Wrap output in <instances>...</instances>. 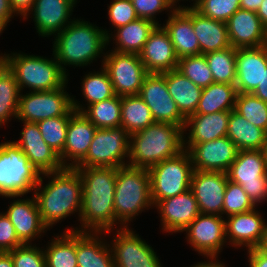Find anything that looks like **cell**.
Listing matches in <instances>:
<instances>
[{
    "label": "cell",
    "mask_w": 267,
    "mask_h": 267,
    "mask_svg": "<svg viewBox=\"0 0 267 267\" xmlns=\"http://www.w3.org/2000/svg\"><path fill=\"white\" fill-rule=\"evenodd\" d=\"M263 0H240V9L257 12Z\"/></svg>",
    "instance_id": "54"
},
{
    "label": "cell",
    "mask_w": 267,
    "mask_h": 267,
    "mask_svg": "<svg viewBox=\"0 0 267 267\" xmlns=\"http://www.w3.org/2000/svg\"><path fill=\"white\" fill-rule=\"evenodd\" d=\"M21 137L13 141L28 157L31 164L42 174L64 169L59 154L43 140L37 123L25 122Z\"/></svg>",
    "instance_id": "18"
},
{
    "label": "cell",
    "mask_w": 267,
    "mask_h": 267,
    "mask_svg": "<svg viewBox=\"0 0 267 267\" xmlns=\"http://www.w3.org/2000/svg\"><path fill=\"white\" fill-rule=\"evenodd\" d=\"M41 175L48 178L53 176L45 186H42L43 179L40 176L39 183L34 189V197L44 224L50 228L75 211H79L80 217L83 185L79 172L75 168H64Z\"/></svg>",
    "instance_id": "2"
},
{
    "label": "cell",
    "mask_w": 267,
    "mask_h": 267,
    "mask_svg": "<svg viewBox=\"0 0 267 267\" xmlns=\"http://www.w3.org/2000/svg\"><path fill=\"white\" fill-rule=\"evenodd\" d=\"M173 6H175V3L180 1V0H168Z\"/></svg>",
    "instance_id": "60"
},
{
    "label": "cell",
    "mask_w": 267,
    "mask_h": 267,
    "mask_svg": "<svg viewBox=\"0 0 267 267\" xmlns=\"http://www.w3.org/2000/svg\"><path fill=\"white\" fill-rule=\"evenodd\" d=\"M238 151L237 146L225 136L195 144L188 152L193 170L227 173Z\"/></svg>",
    "instance_id": "17"
},
{
    "label": "cell",
    "mask_w": 267,
    "mask_h": 267,
    "mask_svg": "<svg viewBox=\"0 0 267 267\" xmlns=\"http://www.w3.org/2000/svg\"><path fill=\"white\" fill-rule=\"evenodd\" d=\"M151 199L156 206L161 200L190 189L193 165L188 151L166 159L148 169Z\"/></svg>",
    "instance_id": "8"
},
{
    "label": "cell",
    "mask_w": 267,
    "mask_h": 267,
    "mask_svg": "<svg viewBox=\"0 0 267 267\" xmlns=\"http://www.w3.org/2000/svg\"><path fill=\"white\" fill-rule=\"evenodd\" d=\"M234 110L267 133V102L252 93H237Z\"/></svg>",
    "instance_id": "41"
},
{
    "label": "cell",
    "mask_w": 267,
    "mask_h": 267,
    "mask_svg": "<svg viewBox=\"0 0 267 267\" xmlns=\"http://www.w3.org/2000/svg\"><path fill=\"white\" fill-rule=\"evenodd\" d=\"M210 260H208V262H200V263H197V264H194L195 266H192V267H225V265L221 262H217L215 260V258H217V256H208ZM214 262H213V261Z\"/></svg>",
    "instance_id": "56"
},
{
    "label": "cell",
    "mask_w": 267,
    "mask_h": 267,
    "mask_svg": "<svg viewBox=\"0 0 267 267\" xmlns=\"http://www.w3.org/2000/svg\"><path fill=\"white\" fill-rule=\"evenodd\" d=\"M227 176L242 186L255 206L264 201L267 198V150L238 151Z\"/></svg>",
    "instance_id": "9"
},
{
    "label": "cell",
    "mask_w": 267,
    "mask_h": 267,
    "mask_svg": "<svg viewBox=\"0 0 267 267\" xmlns=\"http://www.w3.org/2000/svg\"><path fill=\"white\" fill-rule=\"evenodd\" d=\"M6 26L7 22L3 18H0V33H2Z\"/></svg>",
    "instance_id": "59"
},
{
    "label": "cell",
    "mask_w": 267,
    "mask_h": 267,
    "mask_svg": "<svg viewBox=\"0 0 267 267\" xmlns=\"http://www.w3.org/2000/svg\"><path fill=\"white\" fill-rule=\"evenodd\" d=\"M5 214L13 224L16 235L23 244H30L32 239L48 229L42 221L34 196L32 199L14 200Z\"/></svg>",
    "instance_id": "28"
},
{
    "label": "cell",
    "mask_w": 267,
    "mask_h": 267,
    "mask_svg": "<svg viewBox=\"0 0 267 267\" xmlns=\"http://www.w3.org/2000/svg\"><path fill=\"white\" fill-rule=\"evenodd\" d=\"M265 45L267 46V29H266V41H265Z\"/></svg>",
    "instance_id": "61"
},
{
    "label": "cell",
    "mask_w": 267,
    "mask_h": 267,
    "mask_svg": "<svg viewBox=\"0 0 267 267\" xmlns=\"http://www.w3.org/2000/svg\"><path fill=\"white\" fill-rule=\"evenodd\" d=\"M83 185L82 207L78 228L65 231L112 232L115 223L114 194L116 171L115 167L75 168ZM84 228V229H83ZM89 228V229H88Z\"/></svg>",
    "instance_id": "1"
},
{
    "label": "cell",
    "mask_w": 267,
    "mask_h": 267,
    "mask_svg": "<svg viewBox=\"0 0 267 267\" xmlns=\"http://www.w3.org/2000/svg\"><path fill=\"white\" fill-rule=\"evenodd\" d=\"M96 129L82 112H71L66 142L59 155L64 168H75L85 158ZM65 159H71L72 163H67Z\"/></svg>",
    "instance_id": "19"
},
{
    "label": "cell",
    "mask_w": 267,
    "mask_h": 267,
    "mask_svg": "<svg viewBox=\"0 0 267 267\" xmlns=\"http://www.w3.org/2000/svg\"><path fill=\"white\" fill-rule=\"evenodd\" d=\"M129 144L130 134L123 127L97 128L88 153L75 168L126 166Z\"/></svg>",
    "instance_id": "10"
},
{
    "label": "cell",
    "mask_w": 267,
    "mask_h": 267,
    "mask_svg": "<svg viewBox=\"0 0 267 267\" xmlns=\"http://www.w3.org/2000/svg\"><path fill=\"white\" fill-rule=\"evenodd\" d=\"M53 55L67 75L66 65L86 66L96 60L111 37L106 29L76 19L55 35ZM64 64V66H62Z\"/></svg>",
    "instance_id": "3"
},
{
    "label": "cell",
    "mask_w": 267,
    "mask_h": 267,
    "mask_svg": "<svg viewBox=\"0 0 267 267\" xmlns=\"http://www.w3.org/2000/svg\"><path fill=\"white\" fill-rule=\"evenodd\" d=\"M230 112L220 111L212 114H194L187 117L183 127V135L184 131L189 128L188 126L191 129L189 130V140L185 141L186 137L185 135L183 136V149L189 151L195 144L225 137L227 135Z\"/></svg>",
    "instance_id": "24"
},
{
    "label": "cell",
    "mask_w": 267,
    "mask_h": 267,
    "mask_svg": "<svg viewBox=\"0 0 267 267\" xmlns=\"http://www.w3.org/2000/svg\"><path fill=\"white\" fill-rule=\"evenodd\" d=\"M170 12L172 13L163 27L170 37L177 57L180 59L199 55L200 46L192 26V6H179Z\"/></svg>",
    "instance_id": "23"
},
{
    "label": "cell",
    "mask_w": 267,
    "mask_h": 267,
    "mask_svg": "<svg viewBox=\"0 0 267 267\" xmlns=\"http://www.w3.org/2000/svg\"><path fill=\"white\" fill-rule=\"evenodd\" d=\"M226 24L230 46L233 48L265 45L266 29L256 12L238 9Z\"/></svg>",
    "instance_id": "26"
},
{
    "label": "cell",
    "mask_w": 267,
    "mask_h": 267,
    "mask_svg": "<svg viewBox=\"0 0 267 267\" xmlns=\"http://www.w3.org/2000/svg\"><path fill=\"white\" fill-rule=\"evenodd\" d=\"M238 150H266L267 133L248 122L235 110L230 112L226 135Z\"/></svg>",
    "instance_id": "32"
},
{
    "label": "cell",
    "mask_w": 267,
    "mask_h": 267,
    "mask_svg": "<svg viewBox=\"0 0 267 267\" xmlns=\"http://www.w3.org/2000/svg\"><path fill=\"white\" fill-rule=\"evenodd\" d=\"M148 169L122 166L116 171L114 212L115 222L126 227L146 207L153 206ZM150 206V207H149Z\"/></svg>",
    "instance_id": "5"
},
{
    "label": "cell",
    "mask_w": 267,
    "mask_h": 267,
    "mask_svg": "<svg viewBox=\"0 0 267 267\" xmlns=\"http://www.w3.org/2000/svg\"><path fill=\"white\" fill-rule=\"evenodd\" d=\"M100 232L76 231V257L78 267H115L109 244L99 240ZM109 248V249H108Z\"/></svg>",
    "instance_id": "29"
},
{
    "label": "cell",
    "mask_w": 267,
    "mask_h": 267,
    "mask_svg": "<svg viewBox=\"0 0 267 267\" xmlns=\"http://www.w3.org/2000/svg\"><path fill=\"white\" fill-rule=\"evenodd\" d=\"M155 123L151 110L139 95L121 96V127L129 134Z\"/></svg>",
    "instance_id": "36"
},
{
    "label": "cell",
    "mask_w": 267,
    "mask_h": 267,
    "mask_svg": "<svg viewBox=\"0 0 267 267\" xmlns=\"http://www.w3.org/2000/svg\"><path fill=\"white\" fill-rule=\"evenodd\" d=\"M108 15L115 29L139 18L131 0H114L108 6Z\"/></svg>",
    "instance_id": "47"
},
{
    "label": "cell",
    "mask_w": 267,
    "mask_h": 267,
    "mask_svg": "<svg viewBox=\"0 0 267 267\" xmlns=\"http://www.w3.org/2000/svg\"><path fill=\"white\" fill-rule=\"evenodd\" d=\"M148 73L177 69L179 58L164 27L157 25L138 54Z\"/></svg>",
    "instance_id": "20"
},
{
    "label": "cell",
    "mask_w": 267,
    "mask_h": 267,
    "mask_svg": "<svg viewBox=\"0 0 267 267\" xmlns=\"http://www.w3.org/2000/svg\"><path fill=\"white\" fill-rule=\"evenodd\" d=\"M116 95H139L145 77L149 74L138 54L111 51L103 57Z\"/></svg>",
    "instance_id": "12"
},
{
    "label": "cell",
    "mask_w": 267,
    "mask_h": 267,
    "mask_svg": "<svg viewBox=\"0 0 267 267\" xmlns=\"http://www.w3.org/2000/svg\"><path fill=\"white\" fill-rule=\"evenodd\" d=\"M257 98L267 102V68L263 71V77L257 88L252 92Z\"/></svg>",
    "instance_id": "52"
},
{
    "label": "cell",
    "mask_w": 267,
    "mask_h": 267,
    "mask_svg": "<svg viewBox=\"0 0 267 267\" xmlns=\"http://www.w3.org/2000/svg\"><path fill=\"white\" fill-rule=\"evenodd\" d=\"M255 208L240 184L227 179L223 201V214L227 216L251 211Z\"/></svg>",
    "instance_id": "45"
},
{
    "label": "cell",
    "mask_w": 267,
    "mask_h": 267,
    "mask_svg": "<svg viewBox=\"0 0 267 267\" xmlns=\"http://www.w3.org/2000/svg\"><path fill=\"white\" fill-rule=\"evenodd\" d=\"M8 68L14 73L20 91L24 87L34 91H51L62 87L67 76L57 62L55 56L51 60L35 55L13 53L0 56Z\"/></svg>",
    "instance_id": "6"
},
{
    "label": "cell",
    "mask_w": 267,
    "mask_h": 267,
    "mask_svg": "<svg viewBox=\"0 0 267 267\" xmlns=\"http://www.w3.org/2000/svg\"><path fill=\"white\" fill-rule=\"evenodd\" d=\"M156 208L160 209L162 229L168 233L183 232L200 214L197 201L191 189L174 197L161 200L156 205Z\"/></svg>",
    "instance_id": "22"
},
{
    "label": "cell",
    "mask_w": 267,
    "mask_h": 267,
    "mask_svg": "<svg viewBox=\"0 0 267 267\" xmlns=\"http://www.w3.org/2000/svg\"><path fill=\"white\" fill-rule=\"evenodd\" d=\"M267 68V46L236 48V82L238 93H252Z\"/></svg>",
    "instance_id": "21"
},
{
    "label": "cell",
    "mask_w": 267,
    "mask_h": 267,
    "mask_svg": "<svg viewBox=\"0 0 267 267\" xmlns=\"http://www.w3.org/2000/svg\"><path fill=\"white\" fill-rule=\"evenodd\" d=\"M192 7L205 17L226 23L240 9V0H195Z\"/></svg>",
    "instance_id": "44"
},
{
    "label": "cell",
    "mask_w": 267,
    "mask_h": 267,
    "mask_svg": "<svg viewBox=\"0 0 267 267\" xmlns=\"http://www.w3.org/2000/svg\"><path fill=\"white\" fill-rule=\"evenodd\" d=\"M255 209L230 215L225 220L226 240H230L234 247L244 245L250 250L261 242L266 223Z\"/></svg>",
    "instance_id": "27"
},
{
    "label": "cell",
    "mask_w": 267,
    "mask_h": 267,
    "mask_svg": "<svg viewBox=\"0 0 267 267\" xmlns=\"http://www.w3.org/2000/svg\"><path fill=\"white\" fill-rule=\"evenodd\" d=\"M183 150V129L174 124L155 122L130 134L127 165L149 169Z\"/></svg>",
    "instance_id": "4"
},
{
    "label": "cell",
    "mask_w": 267,
    "mask_h": 267,
    "mask_svg": "<svg viewBox=\"0 0 267 267\" xmlns=\"http://www.w3.org/2000/svg\"><path fill=\"white\" fill-rule=\"evenodd\" d=\"M192 26L200 46V54L231 47L225 22L205 17L192 7Z\"/></svg>",
    "instance_id": "30"
},
{
    "label": "cell",
    "mask_w": 267,
    "mask_h": 267,
    "mask_svg": "<svg viewBox=\"0 0 267 267\" xmlns=\"http://www.w3.org/2000/svg\"><path fill=\"white\" fill-rule=\"evenodd\" d=\"M72 106L75 111L82 112L96 128H116L121 126V96L96 102L82 108V105L72 97Z\"/></svg>",
    "instance_id": "34"
},
{
    "label": "cell",
    "mask_w": 267,
    "mask_h": 267,
    "mask_svg": "<svg viewBox=\"0 0 267 267\" xmlns=\"http://www.w3.org/2000/svg\"><path fill=\"white\" fill-rule=\"evenodd\" d=\"M177 70L201 88H206L214 83L212 72L204 54L180 58Z\"/></svg>",
    "instance_id": "42"
},
{
    "label": "cell",
    "mask_w": 267,
    "mask_h": 267,
    "mask_svg": "<svg viewBox=\"0 0 267 267\" xmlns=\"http://www.w3.org/2000/svg\"><path fill=\"white\" fill-rule=\"evenodd\" d=\"M204 55L212 72L214 83L235 85L236 48L231 46Z\"/></svg>",
    "instance_id": "39"
},
{
    "label": "cell",
    "mask_w": 267,
    "mask_h": 267,
    "mask_svg": "<svg viewBox=\"0 0 267 267\" xmlns=\"http://www.w3.org/2000/svg\"><path fill=\"white\" fill-rule=\"evenodd\" d=\"M32 244H23L8 251L11 255L14 267H46L45 254Z\"/></svg>",
    "instance_id": "46"
},
{
    "label": "cell",
    "mask_w": 267,
    "mask_h": 267,
    "mask_svg": "<svg viewBox=\"0 0 267 267\" xmlns=\"http://www.w3.org/2000/svg\"><path fill=\"white\" fill-rule=\"evenodd\" d=\"M56 236L44 251L46 267H78L76 231H65Z\"/></svg>",
    "instance_id": "37"
},
{
    "label": "cell",
    "mask_w": 267,
    "mask_h": 267,
    "mask_svg": "<svg viewBox=\"0 0 267 267\" xmlns=\"http://www.w3.org/2000/svg\"><path fill=\"white\" fill-rule=\"evenodd\" d=\"M139 96L151 110L155 122L170 123L183 129L185 118L168 92L166 72L149 73L144 79Z\"/></svg>",
    "instance_id": "13"
},
{
    "label": "cell",
    "mask_w": 267,
    "mask_h": 267,
    "mask_svg": "<svg viewBox=\"0 0 267 267\" xmlns=\"http://www.w3.org/2000/svg\"><path fill=\"white\" fill-rule=\"evenodd\" d=\"M20 89L14 73L0 60V127L17 116Z\"/></svg>",
    "instance_id": "38"
},
{
    "label": "cell",
    "mask_w": 267,
    "mask_h": 267,
    "mask_svg": "<svg viewBox=\"0 0 267 267\" xmlns=\"http://www.w3.org/2000/svg\"><path fill=\"white\" fill-rule=\"evenodd\" d=\"M40 176L13 141L0 144V196L21 197L35 189Z\"/></svg>",
    "instance_id": "7"
},
{
    "label": "cell",
    "mask_w": 267,
    "mask_h": 267,
    "mask_svg": "<svg viewBox=\"0 0 267 267\" xmlns=\"http://www.w3.org/2000/svg\"><path fill=\"white\" fill-rule=\"evenodd\" d=\"M0 267H14L12 257L8 252H0Z\"/></svg>",
    "instance_id": "57"
},
{
    "label": "cell",
    "mask_w": 267,
    "mask_h": 267,
    "mask_svg": "<svg viewBox=\"0 0 267 267\" xmlns=\"http://www.w3.org/2000/svg\"><path fill=\"white\" fill-rule=\"evenodd\" d=\"M257 248L267 253V224H265L263 236Z\"/></svg>",
    "instance_id": "58"
},
{
    "label": "cell",
    "mask_w": 267,
    "mask_h": 267,
    "mask_svg": "<svg viewBox=\"0 0 267 267\" xmlns=\"http://www.w3.org/2000/svg\"><path fill=\"white\" fill-rule=\"evenodd\" d=\"M102 68L100 72L86 74L82 80V93L88 106L116 95L107 70Z\"/></svg>",
    "instance_id": "40"
},
{
    "label": "cell",
    "mask_w": 267,
    "mask_h": 267,
    "mask_svg": "<svg viewBox=\"0 0 267 267\" xmlns=\"http://www.w3.org/2000/svg\"><path fill=\"white\" fill-rule=\"evenodd\" d=\"M67 83L68 81L62 87L51 91L20 94L16 119L37 123L58 116H70L74 109L72 97L64 90Z\"/></svg>",
    "instance_id": "11"
},
{
    "label": "cell",
    "mask_w": 267,
    "mask_h": 267,
    "mask_svg": "<svg viewBox=\"0 0 267 267\" xmlns=\"http://www.w3.org/2000/svg\"><path fill=\"white\" fill-rule=\"evenodd\" d=\"M127 226L117 229L111 243L115 267H162L154 249Z\"/></svg>",
    "instance_id": "14"
},
{
    "label": "cell",
    "mask_w": 267,
    "mask_h": 267,
    "mask_svg": "<svg viewBox=\"0 0 267 267\" xmlns=\"http://www.w3.org/2000/svg\"><path fill=\"white\" fill-rule=\"evenodd\" d=\"M235 85L227 83H212L203 88L195 114H212L235 109L237 96Z\"/></svg>",
    "instance_id": "35"
},
{
    "label": "cell",
    "mask_w": 267,
    "mask_h": 267,
    "mask_svg": "<svg viewBox=\"0 0 267 267\" xmlns=\"http://www.w3.org/2000/svg\"><path fill=\"white\" fill-rule=\"evenodd\" d=\"M70 116H58L37 122L43 140L59 155L66 142Z\"/></svg>",
    "instance_id": "43"
},
{
    "label": "cell",
    "mask_w": 267,
    "mask_h": 267,
    "mask_svg": "<svg viewBox=\"0 0 267 267\" xmlns=\"http://www.w3.org/2000/svg\"><path fill=\"white\" fill-rule=\"evenodd\" d=\"M227 173L193 170L190 189L201 214L223 215Z\"/></svg>",
    "instance_id": "16"
},
{
    "label": "cell",
    "mask_w": 267,
    "mask_h": 267,
    "mask_svg": "<svg viewBox=\"0 0 267 267\" xmlns=\"http://www.w3.org/2000/svg\"><path fill=\"white\" fill-rule=\"evenodd\" d=\"M13 13L9 0H0V18H3L7 23L13 17Z\"/></svg>",
    "instance_id": "53"
},
{
    "label": "cell",
    "mask_w": 267,
    "mask_h": 267,
    "mask_svg": "<svg viewBox=\"0 0 267 267\" xmlns=\"http://www.w3.org/2000/svg\"><path fill=\"white\" fill-rule=\"evenodd\" d=\"M23 245L5 213H0V252H8Z\"/></svg>",
    "instance_id": "49"
},
{
    "label": "cell",
    "mask_w": 267,
    "mask_h": 267,
    "mask_svg": "<svg viewBox=\"0 0 267 267\" xmlns=\"http://www.w3.org/2000/svg\"><path fill=\"white\" fill-rule=\"evenodd\" d=\"M223 216L199 214L183 231L187 241L199 254L217 256L226 242L225 220Z\"/></svg>",
    "instance_id": "15"
},
{
    "label": "cell",
    "mask_w": 267,
    "mask_h": 267,
    "mask_svg": "<svg viewBox=\"0 0 267 267\" xmlns=\"http://www.w3.org/2000/svg\"><path fill=\"white\" fill-rule=\"evenodd\" d=\"M256 14L259 16L261 23L267 29V0H263Z\"/></svg>",
    "instance_id": "55"
},
{
    "label": "cell",
    "mask_w": 267,
    "mask_h": 267,
    "mask_svg": "<svg viewBox=\"0 0 267 267\" xmlns=\"http://www.w3.org/2000/svg\"><path fill=\"white\" fill-rule=\"evenodd\" d=\"M249 266L250 267H267V253L253 248L248 250Z\"/></svg>",
    "instance_id": "50"
},
{
    "label": "cell",
    "mask_w": 267,
    "mask_h": 267,
    "mask_svg": "<svg viewBox=\"0 0 267 267\" xmlns=\"http://www.w3.org/2000/svg\"><path fill=\"white\" fill-rule=\"evenodd\" d=\"M156 26L157 24L150 20L138 18L125 26L116 28L114 40L117 47L112 51L139 54Z\"/></svg>",
    "instance_id": "33"
},
{
    "label": "cell",
    "mask_w": 267,
    "mask_h": 267,
    "mask_svg": "<svg viewBox=\"0 0 267 267\" xmlns=\"http://www.w3.org/2000/svg\"><path fill=\"white\" fill-rule=\"evenodd\" d=\"M77 0H35L30 11L39 35L60 33L72 21L70 15ZM68 22V23H67Z\"/></svg>",
    "instance_id": "25"
},
{
    "label": "cell",
    "mask_w": 267,
    "mask_h": 267,
    "mask_svg": "<svg viewBox=\"0 0 267 267\" xmlns=\"http://www.w3.org/2000/svg\"><path fill=\"white\" fill-rule=\"evenodd\" d=\"M12 10L26 19L35 0H9Z\"/></svg>",
    "instance_id": "51"
},
{
    "label": "cell",
    "mask_w": 267,
    "mask_h": 267,
    "mask_svg": "<svg viewBox=\"0 0 267 267\" xmlns=\"http://www.w3.org/2000/svg\"><path fill=\"white\" fill-rule=\"evenodd\" d=\"M133 7L135 8L136 14L141 19L150 20L157 25L158 22L155 21V15L166 9H173L179 7H174L168 0H131ZM174 7V8H173Z\"/></svg>",
    "instance_id": "48"
},
{
    "label": "cell",
    "mask_w": 267,
    "mask_h": 267,
    "mask_svg": "<svg viewBox=\"0 0 267 267\" xmlns=\"http://www.w3.org/2000/svg\"><path fill=\"white\" fill-rule=\"evenodd\" d=\"M166 85L181 115L185 119L194 115L203 88L197 86L177 69L166 72Z\"/></svg>",
    "instance_id": "31"
}]
</instances>
